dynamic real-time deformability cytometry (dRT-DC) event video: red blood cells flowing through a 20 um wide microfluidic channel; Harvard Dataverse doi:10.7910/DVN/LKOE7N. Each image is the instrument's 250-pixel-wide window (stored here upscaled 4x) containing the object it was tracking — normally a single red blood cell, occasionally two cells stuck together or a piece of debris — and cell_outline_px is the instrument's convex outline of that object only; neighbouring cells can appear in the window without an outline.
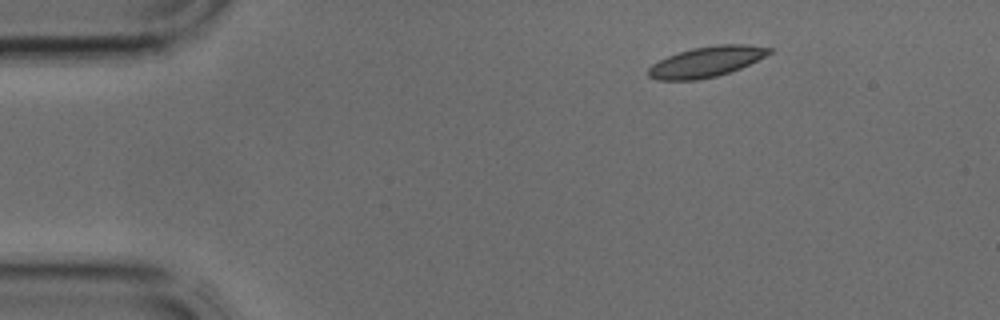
{"species": "common noctule bat (a hibernating species)", "species_latin": "Nyctalus noctula", "temperature_condition": "cold", "stored_images_in_passage": 3, "camera_frame_rate_fps": 3000, "um_per_image_px": 0.085, "animal": {"sex": "male", "body_mass_g": 17.9, "forearm_length_mm": 54.2}, "frame": {"image": 1, "passage_image": 1, "time_ms": 0.0, "image_size_px": [1000, 320], "cell_outline_px": [[772, 52], [740, 68], [716, 76], [696, 80], [656, 80], [648, 76], [648, 68], [652, 64], [668, 56], [692, 48], [716, 44], [744, 44], [772, 48]], "centroid_in_image_um": [60.01, 5.25], "position_along_channel_um": 25.0, "area_um2": 21.21}}